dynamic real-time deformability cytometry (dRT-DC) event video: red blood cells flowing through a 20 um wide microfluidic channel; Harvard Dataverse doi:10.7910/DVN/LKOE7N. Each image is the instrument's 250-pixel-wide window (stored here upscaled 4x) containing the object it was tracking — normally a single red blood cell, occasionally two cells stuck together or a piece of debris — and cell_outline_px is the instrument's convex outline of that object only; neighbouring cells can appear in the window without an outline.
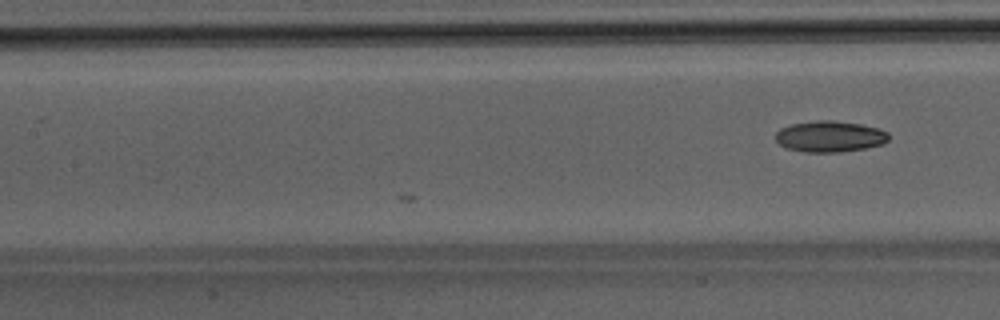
{"species": "Egyptian fruit bat (a non-hibernating species)", "species_latin": "Rousettus aegyptiacus", "temperature_condition": "room temperature", "stored_images_in_passage": 19, "camera_frame_rate_fps": 3000, "um_per_image_px": 0.085, "animal": {"sex": "male"}, "frame": {"image": 1, "passage_image": 19, "time_ms": 6.0, "image_size_px": [1000, 320], "cell_outline_px": [[888, 140], [880, 144], [864, 148], [840, 152], [804, 152], [788, 148], [780, 144], [776, 140], [776, 132], [780, 128], [792, 124], [816, 120], [832, 120], [860, 124], [880, 128], [888, 132]], "centroid_in_image_um": [70.53, 11.59], "position_along_channel_um": 136.9, "area_um2": 20.4}}